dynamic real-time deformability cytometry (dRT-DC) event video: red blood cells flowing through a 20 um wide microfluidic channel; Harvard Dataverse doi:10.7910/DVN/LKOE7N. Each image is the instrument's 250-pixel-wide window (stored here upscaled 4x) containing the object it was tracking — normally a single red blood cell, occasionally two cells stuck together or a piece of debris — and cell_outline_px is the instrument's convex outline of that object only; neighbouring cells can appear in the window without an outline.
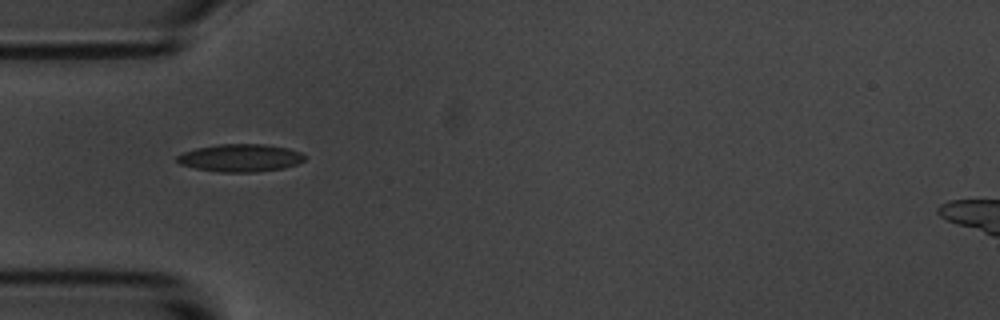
{"species": "common noctule bat (a hibernating species)", "species_latin": "Nyctalus noctula", "temperature_condition": "room temperature", "stored_images_in_passage": 5, "camera_frame_rate_fps": 3000, "um_per_image_px": 0.085, "animal": {"sex": "male", "body_mass_g": 20.1, "forearm_length_mm": 53.5}, "frame": {"image": 1, "passage_image": 5, "time_ms": 4.667, "image_size_px": [1000, 320], "cell_outline_px": [[304, 160], [296, 164], [284, 168], [256, 172], [220, 172], [196, 168], [180, 164], [176, 160], [176, 156], [184, 152], [196, 148], [220, 144], [264, 144], [288, 148], [300, 152], [304, 156]], "centroid_in_image_um": [20.42, 13.42], "position_along_channel_um": 64.6, "area_um2": 20.46}}